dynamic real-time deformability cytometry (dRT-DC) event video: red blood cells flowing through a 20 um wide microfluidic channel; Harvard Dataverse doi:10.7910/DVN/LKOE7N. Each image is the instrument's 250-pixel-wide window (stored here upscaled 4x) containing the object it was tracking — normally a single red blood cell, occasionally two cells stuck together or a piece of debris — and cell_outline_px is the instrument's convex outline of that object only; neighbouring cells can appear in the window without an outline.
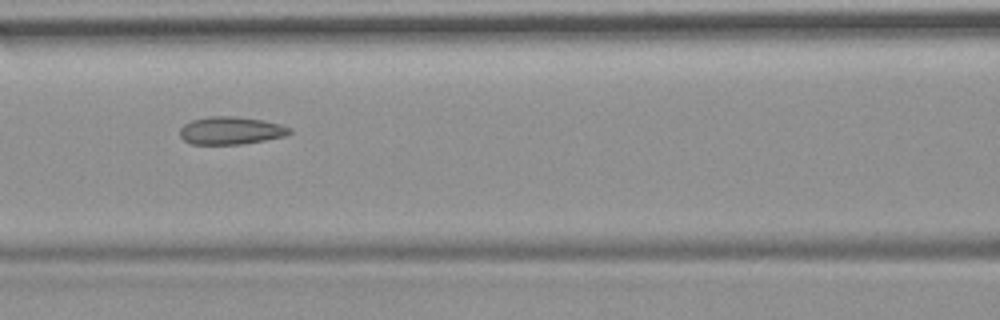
{"species": "common noctule bat (a hibernating species)", "species_latin": "Nyctalus noctula", "temperature_condition": "room temperature", "stored_images_in_passage": 6, "camera_frame_rate_fps": 3000, "um_per_image_px": 0.085, "animal": {"sex": "female", "body_mass_g": 19.9}, "frame": {"image": 1, "passage_image": 5, "time_ms": 4.333, "image_size_px": [1000, 320], "cell_outline_px": [[292, 132], [284, 136], [264, 140], [240, 144], [192, 144], [184, 140], [180, 136], [180, 128], [184, 124], [192, 120], [208, 116], [236, 116], [264, 120], [280, 124], [292, 128]], "centroid_in_image_um": [19.62, 11.09], "position_along_channel_um": 147.0, "area_um2": 17.74}}
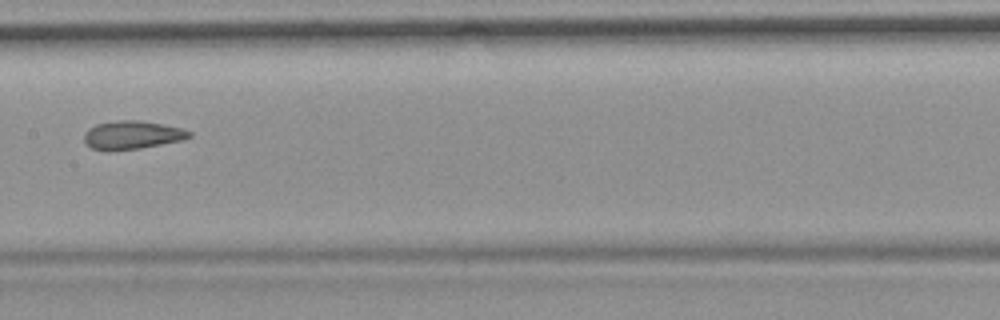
{"frame": {"image": 2, "passage_image": 6, "time_ms": 5.667, "image_size_px": [1000, 320], "cell_outline_px": [[192, 136], [184, 140], [140, 148], [92, 148], [84, 140], [84, 132], [88, 128], [96, 124], [116, 120], [140, 120], [164, 124], [184, 128], [192, 132]], "centroid_in_image_um": [11.32, 11.42], "position_along_channel_um": 196.1, "area_um2": 17.05}}